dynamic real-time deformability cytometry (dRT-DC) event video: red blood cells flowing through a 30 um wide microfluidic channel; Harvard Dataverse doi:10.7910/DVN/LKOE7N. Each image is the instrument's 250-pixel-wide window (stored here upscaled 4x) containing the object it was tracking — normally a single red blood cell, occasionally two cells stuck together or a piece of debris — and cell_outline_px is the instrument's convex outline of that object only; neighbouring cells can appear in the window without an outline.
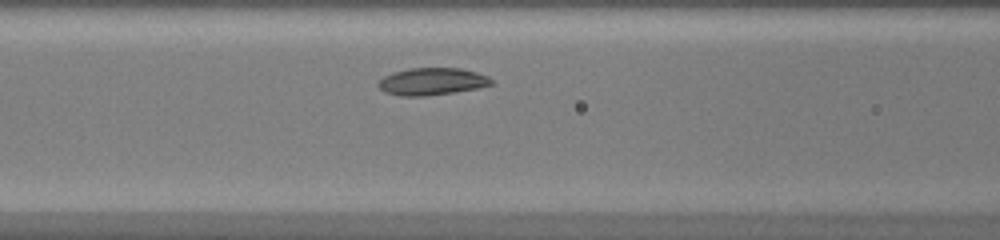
{"species": "common noctule bat (a hibernating species)", "species_latin": "Nyctalus noctula", "temperature_condition": "warm", "stored_images_in_passage": 28, "camera_frame_rate_fps": 3000, "um_per_image_px": 0.085, "animal": {"sex": "female", "body_mass_g": 20.0, "forearm_length_mm": 54.0}, "frame": {"image": 1, "passage_image": 8, "time_ms": 2.333, "image_size_px": [1000, 240], "cell_outline_px": [[496, 84], [476, 88], [452, 92], [424, 96], [400, 96], [384, 92], [376, 84], [384, 76], [392, 72], [408, 68], [460, 68], [476, 72], [488, 76]], "centroid_in_image_um": [36.7, 6.92], "position_along_channel_um": 129.9, "area_um2": 17.98}}
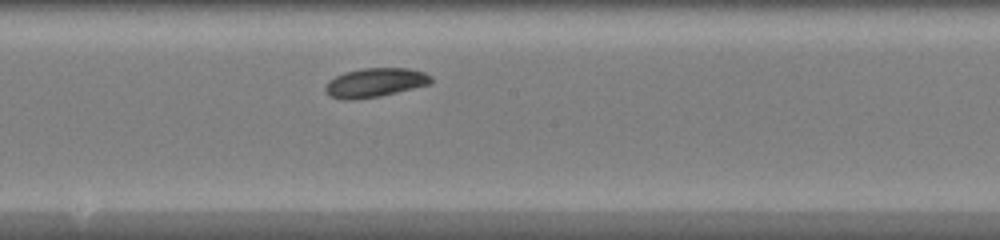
{"frame": {"image": 2, "passage_image": 14, "time_ms": 4.333, "image_size_px": [1000, 240], "cell_outline_px": [[432, 80], [428, 84], [380, 96], [352, 100], [344, 100], [332, 96], [324, 88], [328, 80], [344, 72], [364, 68], [408, 68], [424, 72], [432, 76]], "centroid_in_image_um": [31.87, 7.01], "position_along_channel_um": 216.3, "area_um2": 17.69}}
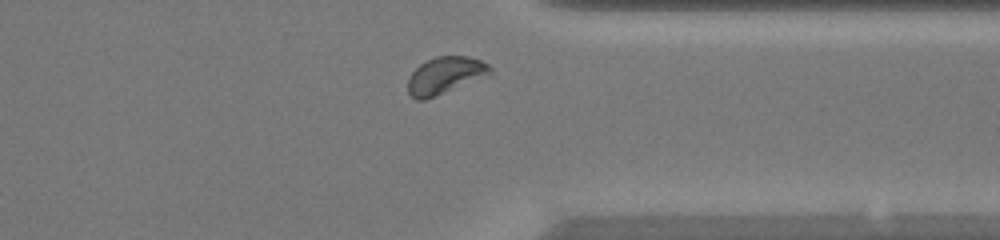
{"frame": {"image": 3, "passage_image": 25, "time_ms": 8.0, "image_size_px": [1000, 240], "cell_outline_px": [[492, 72], [488, 76], [424, 100], [416, 100], [408, 92], [408, 76], [420, 64], [436, 56], [468, 56], [480, 60], [488, 64], [492, 68]], "centroid_in_image_um": [37.84, 6.4], "position_along_channel_um": 373.6, "area_um2": 17.69}}